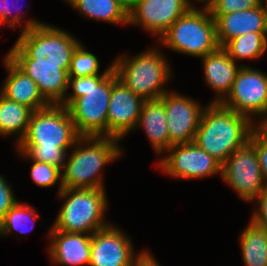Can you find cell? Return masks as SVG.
I'll list each match as a JSON object with an SVG mask.
<instances>
[{
	"label": "cell",
	"mask_w": 267,
	"mask_h": 266,
	"mask_svg": "<svg viewBox=\"0 0 267 266\" xmlns=\"http://www.w3.org/2000/svg\"><path fill=\"white\" fill-rule=\"evenodd\" d=\"M80 137L67 107L50 104L32 112L27 131L14 148L31 160L51 164L62 171L69 149Z\"/></svg>",
	"instance_id": "1"
},
{
	"label": "cell",
	"mask_w": 267,
	"mask_h": 266,
	"mask_svg": "<svg viewBox=\"0 0 267 266\" xmlns=\"http://www.w3.org/2000/svg\"><path fill=\"white\" fill-rule=\"evenodd\" d=\"M70 89L73 92L69 93ZM112 92V71L108 75L69 77L60 103L67 107L80 136L107 137V114Z\"/></svg>",
	"instance_id": "2"
},
{
	"label": "cell",
	"mask_w": 267,
	"mask_h": 266,
	"mask_svg": "<svg viewBox=\"0 0 267 266\" xmlns=\"http://www.w3.org/2000/svg\"><path fill=\"white\" fill-rule=\"evenodd\" d=\"M120 142L113 137L81 136L67 154L61 171L63 188H105L102 170L123 157Z\"/></svg>",
	"instance_id": "3"
},
{
	"label": "cell",
	"mask_w": 267,
	"mask_h": 266,
	"mask_svg": "<svg viewBox=\"0 0 267 266\" xmlns=\"http://www.w3.org/2000/svg\"><path fill=\"white\" fill-rule=\"evenodd\" d=\"M256 125L221 103H207L201 115L194 142L221 164L245 146Z\"/></svg>",
	"instance_id": "4"
},
{
	"label": "cell",
	"mask_w": 267,
	"mask_h": 266,
	"mask_svg": "<svg viewBox=\"0 0 267 266\" xmlns=\"http://www.w3.org/2000/svg\"><path fill=\"white\" fill-rule=\"evenodd\" d=\"M156 46L133 57L121 54L112 61L118 79L145 101L160 99L169 91L166 85L174 77L171 63L162 49Z\"/></svg>",
	"instance_id": "5"
},
{
	"label": "cell",
	"mask_w": 267,
	"mask_h": 266,
	"mask_svg": "<svg viewBox=\"0 0 267 266\" xmlns=\"http://www.w3.org/2000/svg\"><path fill=\"white\" fill-rule=\"evenodd\" d=\"M80 44L79 38L65 29L43 23L21 31L6 56L9 59H33L34 64L60 65L68 73L73 53Z\"/></svg>",
	"instance_id": "6"
},
{
	"label": "cell",
	"mask_w": 267,
	"mask_h": 266,
	"mask_svg": "<svg viewBox=\"0 0 267 266\" xmlns=\"http://www.w3.org/2000/svg\"><path fill=\"white\" fill-rule=\"evenodd\" d=\"M57 198L64 201L52 225L55 230L92 235L111 224L105 216L109 205L105 188H63Z\"/></svg>",
	"instance_id": "7"
},
{
	"label": "cell",
	"mask_w": 267,
	"mask_h": 266,
	"mask_svg": "<svg viewBox=\"0 0 267 266\" xmlns=\"http://www.w3.org/2000/svg\"><path fill=\"white\" fill-rule=\"evenodd\" d=\"M157 44L172 52L197 57L198 59L216 51V22L209 10L189 9L179 17Z\"/></svg>",
	"instance_id": "8"
},
{
	"label": "cell",
	"mask_w": 267,
	"mask_h": 266,
	"mask_svg": "<svg viewBox=\"0 0 267 266\" xmlns=\"http://www.w3.org/2000/svg\"><path fill=\"white\" fill-rule=\"evenodd\" d=\"M255 125L267 116V73L245 64L237 72L230 94L221 103Z\"/></svg>",
	"instance_id": "9"
},
{
	"label": "cell",
	"mask_w": 267,
	"mask_h": 266,
	"mask_svg": "<svg viewBox=\"0 0 267 266\" xmlns=\"http://www.w3.org/2000/svg\"><path fill=\"white\" fill-rule=\"evenodd\" d=\"M165 153L157 159L156 168L171 178L195 180L222 175V164L195 142L172 145Z\"/></svg>",
	"instance_id": "10"
},
{
	"label": "cell",
	"mask_w": 267,
	"mask_h": 266,
	"mask_svg": "<svg viewBox=\"0 0 267 266\" xmlns=\"http://www.w3.org/2000/svg\"><path fill=\"white\" fill-rule=\"evenodd\" d=\"M221 178L245 203H251L266 186L256 149L249 142L222 164Z\"/></svg>",
	"instance_id": "11"
},
{
	"label": "cell",
	"mask_w": 267,
	"mask_h": 266,
	"mask_svg": "<svg viewBox=\"0 0 267 266\" xmlns=\"http://www.w3.org/2000/svg\"><path fill=\"white\" fill-rule=\"evenodd\" d=\"M167 115L169 148L194 142L201 115L206 105L177 91H168L159 99Z\"/></svg>",
	"instance_id": "12"
},
{
	"label": "cell",
	"mask_w": 267,
	"mask_h": 266,
	"mask_svg": "<svg viewBox=\"0 0 267 266\" xmlns=\"http://www.w3.org/2000/svg\"><path fill=\"white\" fill-rule=\"evenodd\" d=\"M145 100L136 95L112 70V92L107 114V137L123 140L135 131Z\"/></svg>",
	"instance_id": "13"
},
{
	"label": "cell",
	"mask_w": 267,
	"mask_h": 266,
	"mask_svg": "<svg viewBox=\"0 0 267 266\" xmlns=\"http://www.w3.org/2000/svg\"><path fill=\"white\" fill-rule=\"evenodd\" d=\"M189 10L185 0H137L128 12V25L142 28L159 41L170 26Z\"/></svg>",
	"instance_id": "14"
},
{
	"label": "cell",
	"mask_w": 267,
	"mask_h": 266,
	"mask_svg": "<svg viewBox=\"0 0 267 266\" xmlns=\"http://www.w3.org/2000/svg\"><path fill=\"white\" fill-rule=\"evenodd\" d=\"M112 223L91 235L89 266H131L137 256L130 236Z\"/></svg>",
	"instance_id": "15"
},
{
	"label": "cell",
	"mask_w": 267,
	"mask_h": 266,
	"mask_svg": "<svg viewBox=\"0 0 267 266\" xmlns=\"http://www.w3.org/2000/svg\"><path fill=\"white\" fill-rule=\"evenodd\" d=\"M48 229V253L50 260L60 266H89L91 235L82 233H68Z\"/></svg>",
	"instance_id": "16"
},
{
	"label": "cell",
	"mask_w": 267,
	"mask_h": 266,
	"mask_svg": "<svg viewBox=\"0 0 267 266\" xmlns=\"http://www.w3.org/2000/svg\"><path fill=\"white\" fill-rule=\"evenodd\" d=\"M201 59L203 79L215 93L209 103H222L230 94L237 72L244 64L235 62L223 47Z\"/></svg>",
	"instance_id": "17"
},
{
	"label": "cell",
	"mask_w": 267,
	"mask_h": 266,
	"mask_svg": "<svg viewBox=\"0 0 267 266\" xmlns=\"http://www.w3.org/2000/svg\"><path fill=\"white\" fill-rule=\"evenodd\" d=\"M28 75L50 104H60L68 89V73L60 65L34 64L33 59H10Z\"/></svg>",
	"instance_id": "18"
},
{
	"label": "cell",
	"mask_w": 267,
	"mask_h": 266,
	"mask_svg": "<svg viewBox=\"0 0 267 266\" xmlns=\"http://www.w3.org/2000/svg\"><path fill=\"white\" fill-rule=\"evenodd\" d=\"M217 40L224 47L230 40L249 32H267V8L257 7L220 15L216 20Z\"/></svg>",
	"instance_id": "19"
},
{
	"label": "cell",
	"mask_w": 267,
	"mask_h": 266,
	"mask_svg": "<svg viewBox=\"0 0 267 266\" xmlns=\"http://www.w3.org/2000/svg\"><path fill=\"white\" fill-rule=\"evenodd\" d=\"M3 66L7 76L0 88L5 98L26 105L33 111L46 108L50 103L42 96L35 81L21 71L6 55Z\"/></svg>",
	"instance_id": "20"
},
{
	"label": "cell",
	"mask_w": 267,
	"mask_h": 266,
	"mask_svg": "<svg viewBox=\"0 0 267 266\" xmlns=\"http://www.w3.org/2000/svg\"><path fill=\"white\" fill-rule=\"evenodd\" d=\"M144 130L154 153L161 157L169 149L167 115L163 103L157 100L145 101L139 115L137 128Z\"/></svg>",
	"instance_id": "21"
},
{
	"label": "cell",
	"mask_w": 267,
	"mask_h": 266,
	"mask_svg": "<svg viewBox=\"0 0 267 266\" xmlns=\"http://www.w3.org/2000/svg\"><path fill=\"white\" fill-rule=\"evenodd\" d=\"M88 19L128 26V12L115 0H65Z\"/></svg>",
	"instance_id": "22"
},
{
	"label": "cell",
	"mask_w": 267,
	"mask_h": 266,
	"mask_svg": "<svg viewBox=\"0 0 267 266\" xmlns=\"http://www.w3.org/2000/svg\"><path fill=\"white\" fill-rule=\"evenodd\" d=\"M33 110L26 105L11 101L0 94V136H14L13 146L24 137ZM16 141V142H15Z\"/></svg>",
	"instance_id": "23"
},
{
	"label": "cell",
	"mask_w": 267,
	"mask_h": 266,
	"mask_svg": "<svg viewBox=\"0 0 267 266\" xmlns=\"http://www.w3.org/2000/svg\"><path fill=\"white\" fill-rule=\"evenodd\" d=\"M241 254L245 266H267V231L252 221L239 235Z\"/></svg>",
	"instance_id": "24"
},
{
	"label": "cell",
	"mask_w": 267,
	"mask_h": 266,
	"mask_svg": "<svg viewBox=\"0 0 267 266\" xmlns=\"http://www.w3.org/2000/svg\"><path fill=\"white\" fill-rule=\"evenodd\" d=\"M235 61L257 60L267 52V32H249L230 40L223 47Z\"/></svg>",
	"instance_id": "25"
},
{
	"label": "cell",
	"mask_w": 267,
	"mask_h": 266,
	"mask_svg": "<svg viewBox=\"0 0 267 266\" xmlns=\"http://www.w3.org/2000/svg\"><path fill=\"white\" fill-rule=\"evenodd\" d=\"M39 213L35 207L27 203H22L19 200L15 205L6 212L3 220L0 222V236H9L12 233L16 236L26 235L32 231L35 225H31L38 220Z\"/></svg>",
	"instance_id": "26"
},
{
	"label": "cell",
	"mask_w": 267,
	"mask_h": 266,
	"mask_svg": "<svg viewBox=\"0 0 267 266\" xmlns=\"http://www.w3.org/2000/svg\"><path fill=\"white\" fill-rule=\"evenodd\" d=\"M113 70V64L110 65L100 74V61L97 56L86 50V47L81 43L74 51L68 77H84L90 75H108Z\"/></svg>",
	"instance_id": "27"
},
{
	"label": "cell",
	"mask_w": 267,
	"mask_h": 266,
	"mask_svg": "<svg viewBox=\"0 0 267 266\" xmlns=\"http://www.w3.org/2000/svg\"><path fill=\"white\" fill-rule=\"evenodd\" d=\"M19 157L22 159H26L30 161L31 169H30V177L34 181L37 186L40 187H52L57 184L59 181V187L57 190V194L63 189L62 186V173L61 170L51 164L37 162L35 160H31L24 152H17Z\"/></svg>",
	"instance_id": "28"
},
{
	"label": "cell",
	"mask_w": 267,
	"mask_h": 266,
	"mask_svg": "<svg viewBox=\"0 0 267 266\" xmlns=\"http://www.w3.org/2000/svg\"><path fill=\"white\" fill-rule=\"evenodd\" d=\"M19 5H20L19 0L17 1L13 0V2L10 0H1L0 25L3 24L2 26H9L13 29H16L17 26L18 27L20 26L19 28H22V31H25L44 23L42 21L40 22L38 19L35 18L33 19L28 18L27 20H24L23 18H25L24 17L25 14L20 13L21 12L20 9L21 6L23 7V4L21 6ZM15 11L16 14L14 13Z\"/></svg>",
	"instance_id": "29"
},
{
	"label": "cell",
	"mask_w": 267,
	"mask_h": 266,
	"mask_svg": "<svg viewBox=\"0 0 267 266\" xmlns=\"http://www.w3.org/2000/svg\"><path fill=\"white\" fill-rule=\"evenodd\" d=\"M262 2L263 0H216L209 11L216 20L220 15L257 7Z\"/></svg>",
	"instance_id": "30"
},
{
	"label": "cell",
	"mask_w": 267,
	"mask_h": 266,
	"mask_svg": "<svg viewBox=\"0 0 267 266\" xmlns=\"http://www.w3.org/2000/svg\"><path fill=\"white\" fill-rule=\"evenodd\" d=\"M249 143L256 149L259 165L267 186V139L255 129L251 133Z\"/></svg>",
	"instance_id": "31"
},
{
	"label": "cell",
	"mask_w": 267,
	"mask_h": 266,
	"mask_svg": "<svg viewBox=\"0 0 267 266\" xmlns=\"http://www.w3.org/2000/svg\"><path fill=\"white\" fill-rule=\"evenodd\" d=\"M252 202H256V208L250 217V221L267 231V186H265Z\"/></svg>",
	"instance_id": "32"
},
{
	"label": "cell",
	"mask_w": 267,
	"mask_h": 266,
	"mask_svg": "<svg viewBox=\"0 0 267 266\" xmlns=\"http://www.w3.org/2000/svg\"><path fill=\"white\" fill-rule=\"evenodd\" d=\"M9 183L10 182L0 174V222L3 220L6 212L18 201Z\"/></svg>",
	"instance_id": "33"
},
{
	"label": "cell",
	"mask_w": 267,
	"mask_h": 266,
	"mask_svg": "<svg viewBox=\"0 0 267 266\" xmlns=\"http://www.w3.org/2000/svg\"><path fill=\"white\" fill-rule=\"evenodd\" d=\"M161 264L153 257L149 250L139 251L131 266H160Z\"/></svg>",
	"instance_id": "34"
},
{
	"label": "cell",
	"mask_w": 267,
	"mask_h": 266,
	"mask_svg": "<svg viewBox=\"0 0 267 266\" xmlns=\"http://www.w3.org/2000/svg\"><path fill=\"white\" fill-rule=\"evenodd\" d=\"M196 2H200V4H203L201 8L195 7L196 4L193 0H185L187 6L189 9H203V10H210L212 6L214 5L216 0H195ZM194 2V4H193Z\"/></svg>",
	"instance_id": "35"
},
{
	"label": "cell",
	"mask_w": 267,
	"mask_h": 266,
	"mask_svg": "<svg viewBox=\"0 0 267 266\" xmlns=\"http://www.w3.org/2000/svg\"><path fill=\"white\" fill-rule=\"evenodd\" d=\"M256 129L267 139V116L258 121Z\"/></svg>",
	"instance_id": "36"
},
{
	"label": "cell",
	"mask_w": 267,
	"mask_h": 266,
	"mask_svg": "<svg viewBox=\"0 0 267 266\" xmlns=\"http://www.w3.org/2000/svg\"><path fill=\"white\" fill-rule=\"evenodd\" d=\"M129 12L137 3V0H115Z\"/></svg>",
	"instance_id": "37"
},
{
	"label": "cell",
	"mask_w": 267,
	"mask_h": 266,
	"mask_svg": "<svg viewBox=\"0 0 267 266\" xmlns=\"http://www.w3.org/2000/svg\"><path fill=\"white\" fill-rule=\"evenodd\" d=\"M263 1H264L265 5H266V8H267V0H263Z\"/></svg>",
	"instance_id": "38"
}]
</instances>
